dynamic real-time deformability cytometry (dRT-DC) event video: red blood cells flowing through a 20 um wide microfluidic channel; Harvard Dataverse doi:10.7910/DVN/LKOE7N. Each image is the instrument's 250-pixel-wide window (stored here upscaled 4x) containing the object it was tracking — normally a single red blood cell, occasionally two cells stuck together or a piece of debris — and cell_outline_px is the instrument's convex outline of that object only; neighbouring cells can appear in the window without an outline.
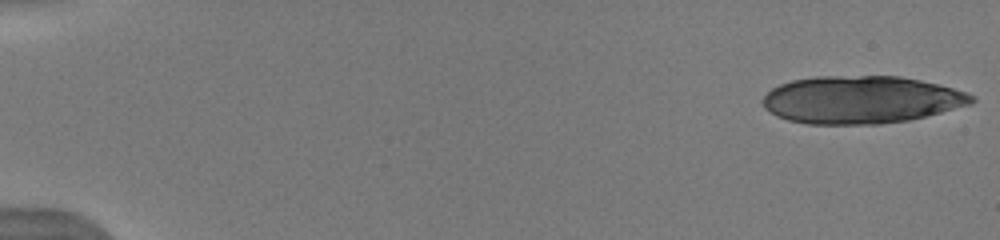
{"species": "human", "species_latin": "Homo sapiens", "temperature_condition": "warm", "stored_images_in_passage": 17, "camera_frame_rate_fps": 3000, "um_per_image_px": 0.085, "donor": {"sex": "male"}, "frame": {"image": 1, "passage_image": 1, "time_ms": 0.0, "image_size_px": [1000, 240], "cell_outline_px": [[976, 100], [972, 104], [908, 120], [880, 124], [808, 124], [788, 120], [776, 116], [768, 112], [764, 108], [764, 96], [772, 88], [780, 84], [792, 80], [816, 76], [900, 76], [940, 84], [976, 96]], "centroid_in_image_um": [73.19, 8.47], "position_along_channel_um": 11.8, "area_um2": 57.97}}